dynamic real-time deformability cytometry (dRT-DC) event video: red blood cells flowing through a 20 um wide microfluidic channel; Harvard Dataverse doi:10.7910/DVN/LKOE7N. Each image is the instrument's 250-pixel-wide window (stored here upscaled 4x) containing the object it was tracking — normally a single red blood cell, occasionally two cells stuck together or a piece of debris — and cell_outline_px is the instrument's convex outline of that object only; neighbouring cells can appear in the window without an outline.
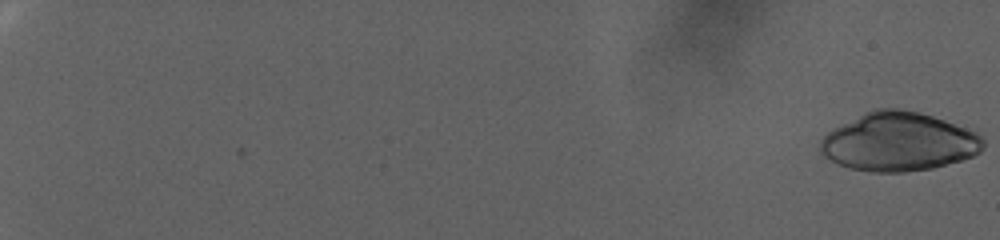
{"species": "human", "species_latin": "Homo sapiens", "temperature_condition": "warm", "stored_images_in_passage": 92, "camera_frame_rate_fps": 3000, "um_per_image_px": 0.085, "donor": {"sex": "female"}, "frame": {"image": 1, "passage_image": 1, "time_ms": 0.0, "image_size_px": [1000, 240], "cell_outline_px": [[984, 148], [980, 152], [972, 156], [960, 160], [932, 168], [904, 172], [872, 172], [848, 168], [824, 156], [820, 152], [820, 140], [832, 128], [876, 108], [896, 108], [920, 112], [944, 120], [976, 132], [984, 140]], "centroid_in_image_um": [76.38, 12.06], "position_along_channel_um": 8.6, "area_um2": 55.37}}
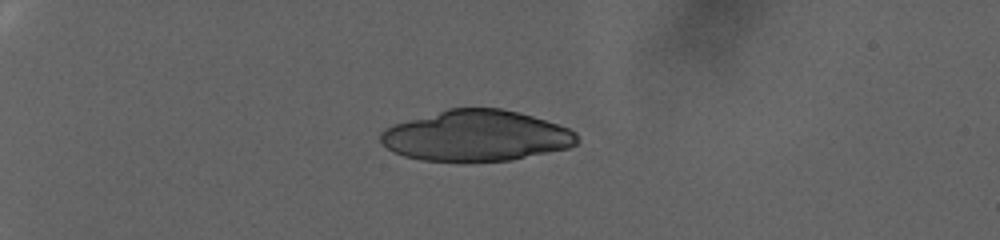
{"frame": {"image": 2, "passage_image": 29, "time_ms": 9.333, "image_size_px": [1000, 240], "cell_outline_px": [[580, 140], [576, 144], [568, 148], [512, 160], [468, 164], [460, 164], [420, 160], [404, 156], [392, 152], [380, 144], [380, 132], [384, 128], [396, 124], [448, 108], [500, 108], [532, 116], [568, 128], [576, 132]], "centroid_in_image_um": [40.44, 11.59], "position_along_channel_um": 44.6, "area_um2": 59.19}}